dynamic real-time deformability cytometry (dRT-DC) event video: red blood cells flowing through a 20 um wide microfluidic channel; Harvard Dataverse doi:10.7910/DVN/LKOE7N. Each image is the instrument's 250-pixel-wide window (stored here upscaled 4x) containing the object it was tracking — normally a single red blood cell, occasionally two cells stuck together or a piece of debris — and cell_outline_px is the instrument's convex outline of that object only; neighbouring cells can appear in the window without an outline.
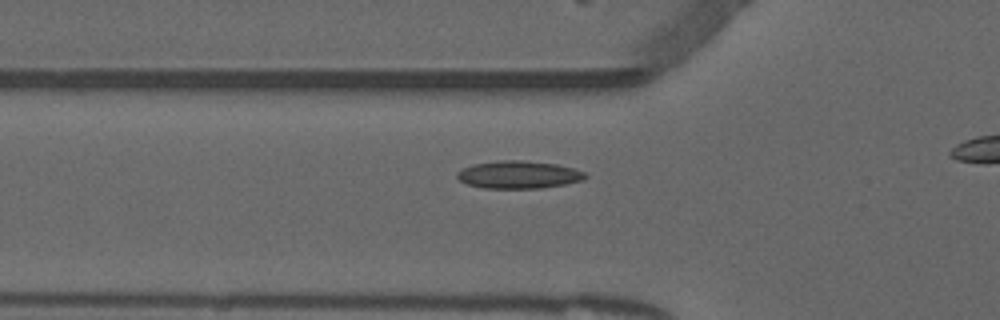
{"species": "common noctule bat (a hibernating species)", "species_latin": "Nyctalus noctula", "temperature_condition": "warm", "stored_images_in_passage": 44, "camera_frame_rate_fps": 3000, "um_per_image_px": 0.085, "animal": {"sex": "male", "forearm_length_mm": 52.5}, "frame": {"image": 1, "passage_image": 19, "time_ms": 6.0, "image_size_px": [1000, 320], "cell_outline_px": [[588, 176], [584, 180], [564, 184], [540, 188], [484, 188], [468, 184], [460, 180], [456, 176], [456, 172], [472, 164], [500, 160], [520, 160], [556, 164], [572, 168], [584, 172]], "centroid_in_image_um": [44.08, 14.84], "position_along_channel_um": 81.7, "area_um2": 20.52}}